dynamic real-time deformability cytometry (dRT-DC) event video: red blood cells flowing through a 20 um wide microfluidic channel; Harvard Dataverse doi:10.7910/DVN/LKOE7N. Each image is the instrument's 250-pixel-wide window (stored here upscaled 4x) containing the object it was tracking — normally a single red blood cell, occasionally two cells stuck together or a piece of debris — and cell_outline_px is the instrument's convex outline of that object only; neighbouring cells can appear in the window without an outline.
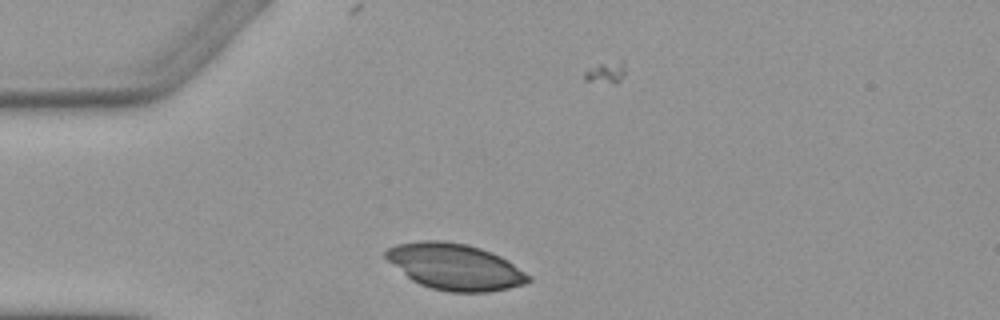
{"species": "Egyptian fruit bat (a non-hibernating species)", "species_latin": "Rousettus aegyptiacus", "temperature_condition": "warm", "stored_images_in_passage": 5, "camera_frame_rate_fps": 3000, "um_per_image_px": 0.085, "animal": {"sex": "female"}, "frame": {"image": 1, "passage_image": 2, "time_ms": 1.333, "image_size_px": [1000, 320], "cell_outline_px": [[532, 280], [524, 284], [508, 288], [488, 292], [448, 292], [432, 288], [420, 284], [412, 280], [388, 260], [384, 256], [384, 252], [388, 248], [396, 244], [420, 240], [444, 240], [468, 244], [492, 252], [508, 260], [532, 276]], "centroid_in_image_um": [38.7, 22.66], "position_along_channel_um": 46.3, "area_um2": 38.49}}